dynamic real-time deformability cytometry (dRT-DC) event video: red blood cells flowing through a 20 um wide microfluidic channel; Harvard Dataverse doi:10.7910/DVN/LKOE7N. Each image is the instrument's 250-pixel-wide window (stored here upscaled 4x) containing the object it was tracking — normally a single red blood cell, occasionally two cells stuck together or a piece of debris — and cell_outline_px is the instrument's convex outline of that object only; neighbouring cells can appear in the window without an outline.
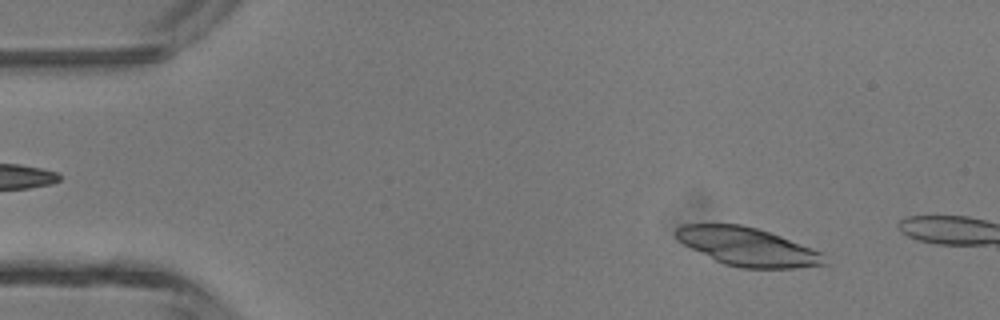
{"species": "common noctule bat (a hibernating species)", "species_latin": "Nyctalus noctula", "temperature_condition": "room temperature", "stored_images_in_passage": 2, "camera_frame_rate_fps": 3000, "um_per_image_px": 0.085, "animal": {"sex": "male", "body_mass_g": 13.3}, "frame": {"image": 1, "passage_image": 1, "time_ms": 0.0, "image_size_px": [1000, 320], "cell_outline_px": [[832, 264], [796, 268], [740, 268], [724, 264], [684, 244], [672, 232], [676, 228], [684, 224], [740, 224], [756, 228], [780, 236], [812, 248], [820, 252]], "centroid_in_image_um": [63.58, 20.98], "position_along_channel_um": 21.4, "area_um2": 32.95}}